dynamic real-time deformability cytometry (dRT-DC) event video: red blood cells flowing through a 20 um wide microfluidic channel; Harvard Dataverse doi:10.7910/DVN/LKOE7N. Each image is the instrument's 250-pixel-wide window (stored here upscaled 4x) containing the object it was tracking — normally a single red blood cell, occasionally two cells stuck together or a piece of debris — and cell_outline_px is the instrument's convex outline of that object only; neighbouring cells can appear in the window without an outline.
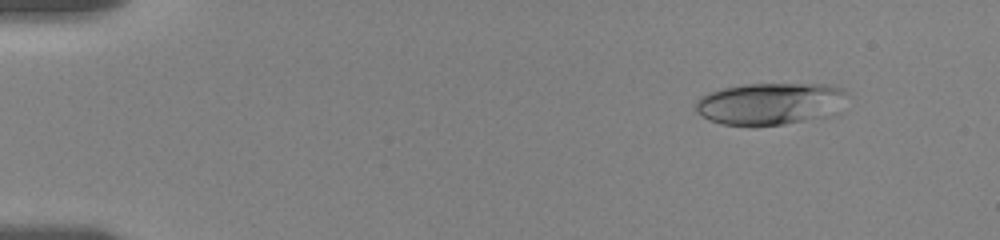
{"species": "human", "species_latin": "Homo sapiens", "temperature_condition": "room temperature", "stored_images_in_passage": 56, "camera_frame_rate_fps": 3000, "um_per_image_px": 0.085, "donor": {"sex": "female"}, "frame": {"image": 1, "passage_image": 6, "time_ms": 1.667, "image_size_px": [1000, 240], "cell_outline_px": [[852, 96], [800, 120], [784, 124], [748, 128], [720, 124], [708, 120], [700, 116], [696, 112], [696, 100], [700, 96], [708, 92], [724, 88], [748, 84], [828, 84], [844, 88]], "centroid_in_image_um": [65.22, 8.8], "position_along_channel_um": 19.8, "area_um2": 36.24}}
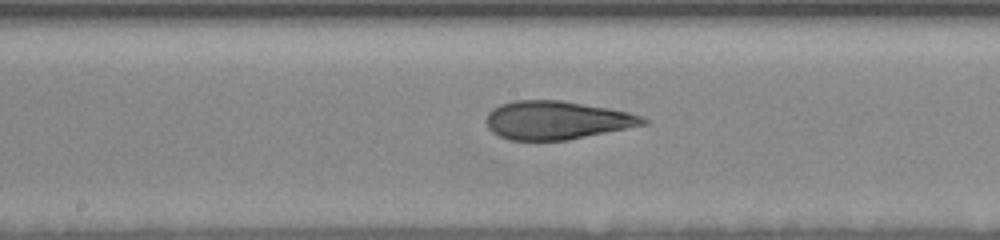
{"frame": {"image": 2, "passage_image": 30, "time_ms": 9.667, "image_size_px": [1000, 240], "cell_outline_px": [[648, 124], [568, 140], [508, 140], [492, 132], [488, 128], [484, 120], [488, 112], [492, 108], [500, 104], [512, 100], [560, 100], [608, 108], [628, 112], [640, 116], [648, 120]], "centroid_in_image_um": [47.27, 10.21], "position_along_channel_um": 200.9, "area_um2": 35.2}}
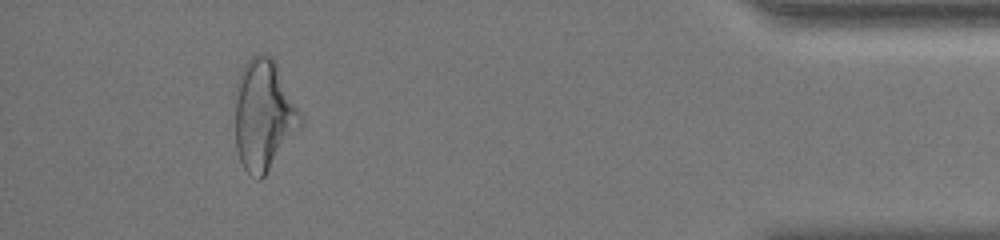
{"frame": {"image": 3, "passage_image": 52, "time_ms": 17.0, "image_size_px": [1000, 240], "cell_outline_px": [[300, 124], [264, 176], [260, 180], [256, 180], [244, 168], [240, 160], [236, 148], [232, 100], [232, 96], [240, 72], [244, 64], [256, 52], [260, 52], [272, 56], [276, 64], [300, 116]], "centroid_in_image_um": [22.29, 9.74], "position_along_channel_um": 412.9, "area_um2": 41.85}, "authors_computed_cell_mechanics": {"area_um2": 35.8938, "velocity_mm_per_s": 3.5755, "shape_relaxation_time_tau1_ms": 10.41, "shape_relaxation_time_tau2_ms": 1.997, "deformation_change_tau1": 0.2516, "deformation_change_tau2": 0.1098}}